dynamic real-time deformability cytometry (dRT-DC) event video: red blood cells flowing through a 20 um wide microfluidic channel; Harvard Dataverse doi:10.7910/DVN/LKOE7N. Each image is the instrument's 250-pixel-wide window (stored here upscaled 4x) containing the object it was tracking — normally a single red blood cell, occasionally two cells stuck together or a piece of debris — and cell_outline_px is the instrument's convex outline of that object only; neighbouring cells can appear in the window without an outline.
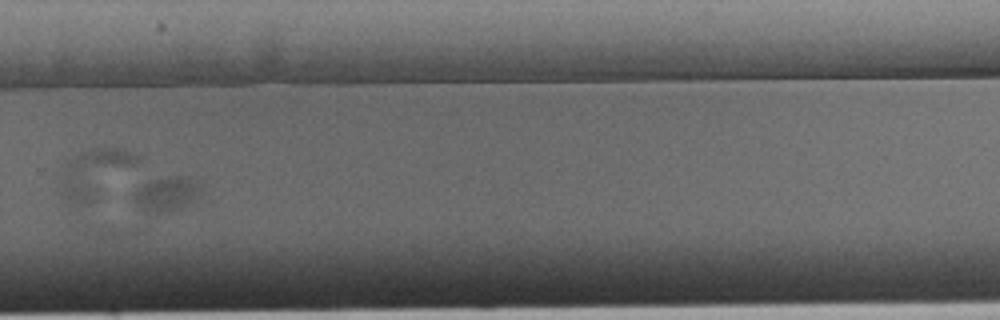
{"species": "Egyptian fruit bat (a non-hibernating species)", "species_latin": "Rousettus aegyptiacus", "temperature_condition": "warm", "stored_images_in_passage": 57, "segment_of_instrument_passage": [2, 3], "camera_frame_rate_fps": 3000, "um_per_image_px": 0.085, "animal": {"sex": "male"}, "frame": {"image": 1, "passage_image": 39, "time_ms": 12.667, "image_size_px": [1000, 320], "cell_outline_px": [[200, 192], [192, 200], [180, 208], [172, 212], [144, 212], [140, 208], [136, 200], [136, 192], [148, 180], [176, 176], [180, 176], [196, 180], [200, 184]], "centroid_in_image_um": [14.18, 16.49], "position_along_channel_um": 315.6, "area_um2": 12.95}}